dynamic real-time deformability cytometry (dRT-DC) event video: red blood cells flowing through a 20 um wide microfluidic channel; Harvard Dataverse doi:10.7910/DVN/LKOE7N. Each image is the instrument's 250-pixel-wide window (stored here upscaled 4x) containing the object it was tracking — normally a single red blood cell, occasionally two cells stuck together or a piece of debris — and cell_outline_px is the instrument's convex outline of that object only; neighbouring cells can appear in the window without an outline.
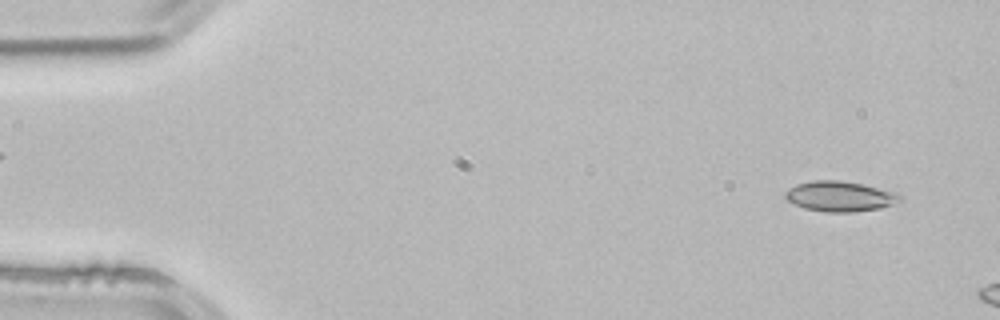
{"species": "common noctule bat (a hibernating species)", "species_latin": "Nyctalus noctula", "temperature_condition": "room temperature", "stored_images_in_passage": 4, "segment_of_instrument_passage": [2, 2], "camera_frame_rate_fps": 3000, "um_per_image_px": 0.085, "animal": {"sex": "male", "body_mass_g": 21.5, "forearm_length_mm": 52.0}, "frame": {"image": 1, "passage_image": 4, "time_ms": 1.0, "image_size_px": [1000, 320], "cell_outline_px": [[900, 200], [892, 204], [880, 208], [852, 212], [824, 212], [804, 208], [788, 200], [784, 196], [784, 192], [788, 188], [796, 184], [812, 180], [840, 180], [864, 184], [896, 192], [900, 196]], "centroid_in_image_um": [71.36, 16.68], "position_along_channel_um": 13.6, "area_um2": 20.23}}